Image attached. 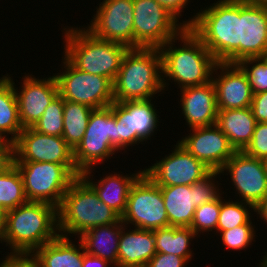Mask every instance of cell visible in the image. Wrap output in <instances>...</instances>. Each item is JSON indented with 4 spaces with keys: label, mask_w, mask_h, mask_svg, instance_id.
<instances>
[{
    "label": "cell",
    "mask_w": 267,
    "mask_h": 267,
    "mask_svg": "<svg viewBox=\"0 0 267 267\" xmlns=\"http://www.w3.org/2000/svg\"><path fill=\"white\" fill-rule=\"evenodd\" d=\"M218 63L240 62L239 0H218L183 21Z\"/></svg>",
    "instance_id": "obj_1"
},
{
    "label": "cell",
    "mask_w": 267,
    "mask_h": 267,
    "mask_svg": "<svg viewBox=\"0 0 267 267\" xmlns=\"http://www.w3.org/2000/svg\"><path fill=\"white\" fill-rule=\"evenodd\" d=\"M176 40L181 44L175 47ZM159 50L162 56L164 89L168 85L167 80L177 83L180 89L212 81L213 71L218 62L188 27L177 37L167 41Z\"/></svg>",
    "instance_id": "obj_2"
},
{
    "label": "cell",
    "mask_w": 267,
    "mask_h": 267,
    "mask_svg": "<svg viewBox=\"0 0 267 267\" xmlns=\"http://www.w3.org/2000/svg\"><path fill=\"white\" fill-rule=\"evenodd\" d=\"M59 235L57 207L28 201L6 212L5 245L10 254H32Z\"/></svg>",
    "instance_id": "obj_3"
},
{
    "label": "cell",
    "mask_w": 267,
    "mask_h": 267,
    "mask_svg": "<svg viewBox=\"0 0 267 267\" xmlns=\"http://www.w3.org/2000/svg\"><path fill=\"white\" fill-rule=\"evenodd\" d=\"M163 91L159 48H128L113 82L114 101L153 99Z\"/></svg>",
    "instance_id": "obj_4"
},
{
    "label": "cell",
    "mask_w": 267,
    "mask_h": 267,
    "mask_svg": "<svg viewBox=\"0 0 267 267\" xmlns=\"http://www.w3.org/2000/svg\"><path fill=\"white\" fill-rule=\"evenodd\" d=\"M57 216L59 235L72 234L77 238L91 228L121 220L115 210L100 201L95 190L81 176L67 189L57 208Z\"/></svg>",
    "instance_id": "obj_5"
},
{
    "label": "cell",
    "mask_w": 267,
    "mask_h": 267,
    "mask_svg": "<svg viewBox=\"0 0 267 267\" xmlns=\"http://www.w3.org/2000/svg\"><path fill=\"white\" fill-rule=\"evenodd\" d=\"M63 30L64 56L79 70L107 77L114 82L128 47L100 39L85 27H68Z\"/></svg>",
    "instance_id": "obj_6"
},
{
    "label": "cell",
    "mask_w": 267,
    "mask_h": 267,
    "mask_svg": "<svg viewBox=\"0 0 267 267\" xmlns=\"http://www.w3.org/2000/svg\"><path fill=\"white\" fill-rule=\"evenodd\" d=\"M21 173L28 201L59 207L71 183L81 175L76 165L48 162H13Z\"/></svg>",
    "instance_id": "obj_7"
},
{
    "label": "cell",
    "mask_w": 267,
    "mask_h": 267,
    "mask_svg": "<svg viewBox=\"0 0 267 267\" xmlns=\"http://www.w3.org/2000/svg\"><path fill=\"white\" fill-rule=\"evenodd\" d=\"M116 148V117L112 104L93 109L82 141L74 149V161L80 173L93 169L113 157ZM107 159V160H106ZM103 161V162H102Z\"/></svg>",
    "instance_id": "obj_8"
},
{
    "label": "cell",
    "mask_w": 267,
    "mask_h": 267,
    "mask_svg": "<svg viewBox=\"0 0 267 267\" xmlns=\"http://www.w3.org/2000/svg\"><path fill=\"white\" fill-rule=\"evenodd\" d=\"M134 48H160L185 26L156 0H133Z\"/></svg>",
    "instance_id": "obj_9"
},
{
    "label": "cell",
    "mask_w": 267,
    "mask_h": 267,
    "mask_svg": "<svg viewBox=\"0 0 267 267\" xmlns=\"http://www.w3.org/2000/svg\"><path fill=\"white\" fill-rule=\"evenodd\" d=\"M62 72L54 74L59 95L67 101L82 103L93 109L110 106L114 102L113 82L104 76L76 68L65 56Z\"/></svg>",
    "instance_id": "obj_10"
},
{
    "label": "cell",
    "mask_w": 267,
    "mask_h": 267,
    "mask_svg": "<svg viewBox=\"0 0 267 267\" xmlns=\"http://www.w3.org/2000/svg\"><path fill=\"white\" fill-rule=\"evenodd\" d=\"M218 174L221 175L219 171H212L204 179L192 185L159 186L169 226H191L196 208L203 203L214 201L221 194L216 181Z\"/></svg>",
    "instance_id": "obj_11"
},
{
    "label": "cell",
    "mask_w": 267,
    "mask_h": 267,
    "mask_svg": "<svg viewBox=\"0 0 267 267\" xmlns=\"http://www.w3.org/2000/svg\"><path fill=\"white\" fill-rule=\"evenodd\" d=\"M123 224L138 229L155 230L169 227L160 187L143 173L130 189Z\"/></svg>",
    "instance_id": "obj_12"
},
{
    "label": "cell",
    "mask_w": 267,
    "mask_h": 267,
    "mask_svg": "<svg viewBox=\"0 0 267 267\" xmlns=\"http://www.w3.org/2000/svg\"><path fill=\"white\" fill-rule=\"evenodd\" d=\"M156 110L152 99L114 101L112 111L116 117V148L122 151L128 146L146 143L160 123Z\"/></svg>",
    "instance_id": "obj_13"
},
{
    "label": "cell",
    "mask_w": 267,
    "mask_h": 267,
    "mask_svg": "<svg viewBox=\"0 0 267 267\" xmlns=\"http://www.w3.org/2000/svg\"><path fill=\"white\" fill-rule=\"evenodd\" d=\"M12 162H48L76 165L74 150L62 136L42 134L24 128L12 143Z\"/></svg>",
    "instance_id": "obj_14"
},
{
    "label": "cell",
    "mask_w": 267,
    "mask_h": 267,
    "mask_svg": "<svg viewBox=\"0 0 267 267\" xmlns=\"http://www.w3.org/2000/svg\"><path fill=\"white\" fill-rule=\"evenodd\" d=\"M175 147V149H174ZM172 153L164 156L144 173L158 186L192 185L208 176L212 170L196 159L177 141Z\"/></svg>",
    "instance_id": "obj_15"
},
{
    "label": "cell",
    "mask_w": 267,
    "mask_h": 267,
    "mask_svg": "<svg viewBox=\"0 0 267 267\" xmlns=\"http://www.w3.org/2000/svg\"><path fill=\"white\" fill-rule=\"evenodd\" d=\"M85 27L94 36L134 48L133 0H103Z\"/></svg>",
    "instance_id": "obj_16"
},
{
    "label": "cell",
    "mask_w": 267,
    "mask_h": 267,
    "mask_svg": "<svg viewBox=\"0 0 267 267\" xmlns=\"http://www.w3.org/2000/svg\"><path fill=\"white\" fill-rule=\"evenodd\" d=\"M228 172L240 201L256 207L267 193V172L263 160L236 151L220 173Z\"/></svg>",
    "instance_id": "obj_17"
},
{
    "label": "cell",
    "mask_w": 267,
    "mask_h": 267,
    "mask_svg": "<svg viewBox=\"0 0 267 267\" xmlns=\"http://www.w3.org/2000/svg\"><path fill=\"white\" fill-rule=\"evenodd\" d=\"M178 142L212 171H219L236 152L216 124L191 128ZM192 132V133H191Z\"/></svg>",
    "instance_id": "obj_18"
},
{
    "label": "cell",
    "mask_w": 267,
    "mask_h": 267,
    "mask_svg": "<svg viewBox=\"0 0 267 267\" xmlns=\"http://www.w3.org/2000/svg\"><path fill=\"white\" fill-rule=\"evenodd\" d=\"M33 76V77H32ZM21 90H14L18 104L19 120L24 128L33 127L43 115L45 109L59 95L56 78L53 76L43 79L35 78L34 75L23 76Z\"/></svg>",
    "instance_id": "obj_19"
},
{
    "label": "cell",
    "mask_w": 267,
    "mask_h": 267,
    "mask_svg": "<svg viewBox=\"0 0 267 267\" xmlns=\"http://www.w3.org/2000/svg\"><path fill=\"white\" fill-rule=\"evenodd\" d=\"M215 72L218 73L216 74ZM213 74L212 82L216 90L218 110L251 106L253 99L251 86L246 73L238 64L217 63Z\"/></svg>",
    "instance_id": "obj_20"
},
{
    "label": "cell",
    "mask_w": 267,
    "mask_h": 267,
    "mask_svg": "<svg viewBox=\"0 0 267 267\" xmlns=\"http://www.w3.org/2000/svg\"><path fill=\"white\" fill-rule=\"evenodd\" d=\"M240 61L267 56V7L239 0Z\"/></svg>",
    "instance_id": "obj_21"
},
{
    "label": "cell",
    "mask_w": 267,
    "mask_h": 267,
    "mask_svg": "<svg viewBox=\"0 0 267 267\" xmlns=\"http://www.w3.org/2000/svg\"><path fill=\"white\" fill-rule=\"evenodd\" d=\"M180 92L181 111L189 128L216 124L218 109L212 81L200 86L182 88Z\"/></svg>",
    "instance_id": "obj_22"
},
{
    "label": "cell",
    "mask_w": 267,
    "mask_h": 267,
    "mask_svg": "<svg viewBox=\"0 0 267 267\" xmlns=\"http://www.w3.org/2000/svg\"><path fill=\"white\" fill-rule=\"evenodd\" d=\"M121 229L118 244V267H145L157 253L153 230ZM126 232V233H125Z\"/></svg>",
    "instance_id": "obj_23"
},
{
    "label": "cell",
    "mask_w": 267,
    "mask_h": 267,
    "mask_svg": "<svg viewBox=\"0 0 267 267\" xmlns=\"http://www.w3.org/2000/svg\"><path fill=\"white\" fill-rule=\"evenodd\" d=\"M92 169L81 173V177L95 190L100 201L115 210L120 216L125 211L129 192L135 181L144 173L139 171L134 174L123 175L113 172L110 175L100 178L94 182ZM92 176V177H91Z\"/></svg>",
    "instance_id": "obj_24"
},
{
    "label": "cell",
    "mask_w": 267,
    "mask_h": 267,
    "mask_svg": "<svg viewBox=\"0 0 267 267\" xmlns=\"http://www.w3.org/2000/svg\"><path fill=\"white\" fill-rule=\"evenodd\" d=\"M78 242L76 245L68 236L58 235L31 255L38 267H83V256L86 252L81 241Z\"/></svg>",
    "instance_id": "obj_25"
},
{
    "label": "cell",
    "mask_w": 267,
    "mask_h": 267,
    "mask_svg": "<svg viewBox=\"0 0 267 267\" xmlns=\"http://www.w3.org/2000/svg\"><path fill=\"white\" fill-rule=\"evenodd\" d=\"M256 124L250 107L218 110L217 113L216 125L235 151H243L250 143Z\"/></svg>",
    "instance_id": "obj_26"
},
{
    "label": "cell",
    "mask_w": 267,
    "mask_h": 267,
    "mask_svg": "<svg viewBox=\"0 0 267 267\" xmlns=\"http://www.w3.org/2000/svg\"><path fill=\"white\" fill-rule=\"evenodd\" d=\"M125 225L122 220L117 223L94 227L79 236L87 254L108 260L118 267V244L121 229Z\"/></svg>",
    "instance_id": "obj_27"
},
{
    "label": "cell",
    "mask_w": 267,
    "mask_h": 267,
    "mask_svg": "<svg viewBox=\"0 0 267 267\" xmlns=\"http://www.w3.org/2000/svg\"><path fill=\"white\" fill-rule=\"evenodd\" d=\"M22 130L13 79L5 74L0 77V133L13 143Z\"/></svg>",
    "instance_id": "obj_28"
},
{
    "label": "cell",
    "mask_w": 267,
    "mask_h": 267,
    "mask_svg": "<svg viewBox=\"0 0 267 267\" xmlns=\"http://www.w3.org/2000/svg\"><path fill=\"white\" fill-rule=\"evenodd\" d=\"M153 232L156 252L174 254L185 258L188 262L191 260L194 253L189 249V244L198 236L190 227L169 226L155 229Z\"/></svg>",
    "instance_id": "obj_29"
},
{
    "label": "cell",
    "mask_w": 267,
    "mask_h": 267,
    "mask_svg": "<svg viewBox=\"0 0 267 267\" xmlns=\"http://www.w3.org/2000/svg\"><path fill=\"white\" fill-rule=\"evenodd\" d=\"M92 111L88 105L64 100L62 137L73 150L83 139Z\"/></svg>",
    "instance_id": "obj_30"
},
{
    "label": "cell",
    "mask_w": 267,
    "mask_h": 267,
    "mask_svg": "<svg viewBox=\"0 0 267 267\" xmlns=\"http://www.w3.org/2000/svg\"><path fill=\"white\" fill-rule=\"evenodd\" d=\"M26 202L28 199L21 173L11 162L0 172V210L6 213Z\"/></svg>",
    "instance_id": "obj_31"
},
{
    "label": "cell",
    "mask_w": 267,
    "mask_h": 267,
    "mask_svg": "<svg viewBox=\"0 0 267 267\" xmlns=\"http://www.w3.org/2000/svg\"><path fill=\"white\" fill-rule=\"evenodd\" d=\"M222 198L221 196V210L217 231H226L243 224H252L250 211L253 210L255 212V207L252 204L239 201V199L237 201H225L226 199Z\"/></svg>",
    "instance_id": "obj_32"
},
{
    "label": "cell",
    "mask_w": 267,
    "mask_h": 267,
    "mask_svg": "<svg viewBox=\"0 0 267 267\" xmlns=\"http://www.w3.org/2000/svg\"><path fill=\"white\" fill-rule=\"evenodd\" d=\"M63 108L64 99L58 95L32 128L42 134L62 136L64 125Z\"/></svg>",
    "instance_id": "obj_33"
},
{
    "label": "cell",
    "mask_w": 267,
    "mask_h": 267,
    "mask_svg": "<svg viewBox=\"0 0 267 267\" xmlns=\"http://www.w3.org/2000/svg\"><path fill=\"white\" fill-rule=\"evenodd\" d=\"M221 195L212 202L198 206L194 212L190 228L200 237V233L217 230L219 213L221 210Z\"/></svg>",
    "instance_id": "obj_34"
},
{
    "label": "cell",
    "mask_w": 267,
    "mask_h": 267,
    "mask_svg": "<svg viewBox=\"0 0 267 267\" xmlns=\"http://www.w3.org/2000/svg\"><path fill=\"white\" fill-rule=\"evenodd\" d=\"M237 64L246 73L253 95L267 91V56L246 58Z\"/></svg>",
    "instance_id": "obj_35"
},
{
    "label": "cell",
    "mask_w": 267,
    "mask_h": 267,
    "mask_svg": "<svg viewBox=\"0 0 267 267\" xmlns=\"http://www.w3.org/2000/svg\"><path fill=\"white\" fill-rule=\"evenodd\" d=\"M253 224H243L226 231H216L220 233L222 244L224 247L234 250H244L255 242L256 231ZM254 239V240H253Z\"/></svg>",
    "instance_id": "obj_36"
},
{
    "label": "cell",
    "mask_w": 267,
    "mask_h": 267,
    "mask_svg": "<svg viewBox=\"0 0 267 267\" xmlns=\"http://www.w3.org/2000/svg\"><path fill=\"white\" fill-rule=\"evenodd\" d=\"M243 152L261 160L267 159V123L257 122L251 141Z\"/></svg>",
    "instance_id": "obj_37"
},
{
    "label": "cell",
    "mask_w": 267,
    "mask_h": 267,
    "mask_svg": "<svg viewBox=\"0 0 267 267\" xmlns=\"http://www.w3.org/2000/svg\"><path fill=\"white\" fill-rule=\"evenodd\" d=\"M188 263L183 257L157 252L145 267H185Z\"/></svg>",
    "instance_id": "obj_38"
},
{
    "label": "cell",
    "mask_w": 267,
    "mask_h": 267,
    "mask_svg": "<svg viewBox=\"0 0 267 267\" xmlns=\"http://www.w3.org/2000/svg\"><path fill=\"white\" fill-rule=\"evenodd\" d=\"M250 108L257 122L267 123V91L253 95Z\"/></svg>",
    "instance_id": "obj_39"
},
{
    "label": "cell",
    "mask_w": 267,
    "mask_h": 267,
    "mask_svg": "<svg viewBox=\"0 0 267 267\" xmlns=\"http://www.w3.org/2000/svg\"><path fill=\"white\" fill-rule=\"evenodd\" d=\"M0 267H38L31 254H6Z\"/></svg>",
    "instance_id": "obj_40"
},
{
    "label": "cell",
    "mask_w": 267,
    "mask_h": 267,
    "mask_svg": "<svg viewBox=\"0 0 267 267\" xmlns=\"http://www.w3.org/2000/svg\"><path fill=\"white\" fill-rule=\"evenodd\" d=\"M170 11L177 19L180 18L182 9L188 5L189 0H156Z\"/></svg>",
    "instance_id": "obj_41"
},
{
    "label": "cell",
    "mask_w": 267,
    "mask_h": 267,
    "mask_svg": "<svg viewBox=\"0 0 267 267\" xmlns=\"http://www.w3.org/2000/svg\"><path fill=\"white\" fill-rule=\"evenodd\" d=\"M112 263L101 257L85 253L83 256V267H109Z\"/></svg>",
    "instance_id": "obj_42"
},
{
    "label": "cell",
    "mask_w": 267,
    "mask_h": 267,
    "mask_svg": "<svg viewBox=\"0 0 267 267\" xmlns=\"http://www.w3.org/2000/svg\"><path fill=\"white\" fill-rule=\"evenodd\" d=\"M255 213L260 215L261 220H264L267 224V193L263 200L255 207Z\"/></svg>",
    "instance_id": "obj_43"
},
{
    "label": "cell",
    "mask_w": 267,
    "mask_h": 267,
    "mask_svg": "<svg viewBox=\"0 0 267 267\" xmlns=\"http://www.w3.org/2000/svg\"><path fill=\"white\" fill-rule=\"evenodd\" d=\"M12 162V151H0V172Z\"/></svg>",
    "instance_id": "obj_44"
},
{
    "label": "cell",
    "mask_w": 267,
    "mask_h": 267,
    "mask_svg": "<svg viewBox=\"0 0 267 267\" xmlns=\"http://www.w3.org/2000/svg\"><path fill=\"white\" fill-rule=\"evenodd\" d=\"M6 213L0 210V243L5 242Z\"/></svg>",
    "instance_id": "obj_45"
},
{
    "label": "cell",
    "mask_w": 267,
    "mask_h": 267,
    "mask_svg": "<svg viewBox=\"0 0 267 267\" xmlns=\"http://www.w3.org/2000/svg\"><path fill=\"white\" fill-rule=\"evenodd\" d=\"M0 151H12V143L0 133Z\"/></svg>",
    "instance_id": "obj_46"
},
{
    "label": "cell",
    "mask_w": 267,
    "mask_h": 267,
    "mask_svg": "<svg viewBox=\"0 0 267 267\" xmlns=\"http://www.w3.org/2000/svg\"><path fill=\"white\" fill-rule=\"evenodd\" d=\"M244 2L267 7V0H243Z\"/></svg>",
    "instance_id": "obj_47"
},
{
    "label": "cell",
    "mask_w": 267,
    "mask_h": 267,
    "mask_svg": "<svg viewBox=\"0 0 267 267\" xmlns=\"http://www.w3.org/2000/svg\"><path fill=\"white\" fill-rule=\"evenodd\" d=\"M259 267H267V253L263 257V260L260 262Z\"/></svg>",
    "instance_id": "obj_48"
},
{
    "label": "cell",
    "mask_w": 267,
    "mask_h": 267,
    "mask_svg": "<svg viewBox=\"0 0 267 267\" xmlns=\"http://www.w3.org/2000/svg\"><path fill=\"white\" fill-rule=\"evenodd\" d=\"M263 162H264L265 169H266V172H267V159L263 160Z\"/></svg>",
    "instance_id": "obj_49"
}]
</instances>
